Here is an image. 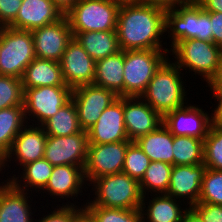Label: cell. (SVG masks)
<instances>
[{"label": "cell", "mask_w": 222, "mask_h": 222, "mask_svg": "<svg viewBox=\"0 0 222 222\" xmlns=\"http://www.w3.org/2000/svg\"><path fill=\"white\" fill-rule=\"evenodd\" d=\"M86 188L89 189L82 167L58 165L54 166L52 174L41 192L46 193V196L50 195V198L55 200L60 198L59 201L62 199L73 201V199H78V195L82 196L83 190L86 191Z\"/></svg>", "instance_id": "cell-19"}, {"label": "cell", "mask_w": 222, "mask_h": 222, "mask_svg": "<svg viewBox=\"0 0 222 222\" xmlns=\"http://www.w3.org/2000/svg\"><path fill=\"white\" fill-rule=\"evenodd\" d=\"M206 169L204 163L200 165H173L166 194L183 201L184 204L188 203L189 208L197 204Z\"/></svg>", "instance_id": "cell-20"}, {"label": "cell", "mask_w": 222, "mask_h": 222, "mask_svg": "<svg viewBox=\"0 0 222 222\" xmlns=\"http://www.w3.org/2000/svg\"><path fill=\"white\" fill-rule=\"evenodd\" d=\"M150 196L151 199L149 196H143L140 207L141 216L147 222H181L183 214L189 209L188 205L182 204L183 201L170 195L150 194Z\"/></svg>", "instance_id": "cell-23"}, {"label": "cell", "mask_w": 222, "mask_h": 222, "mask_svg": "<svg viewBox=\"0 0 222 222\" xmlns=\"http://www.w3.org/2000/svg\"><path fill=\"white\" fill-rule=\"evenodd\" d=\"M71 98L75 103L80 127L88 131L118 96L111 90L88 84L72 89Z\"/></svg>", "instance_id": "cell-11"}, {"label": "cell", "mask_w": 222, "mask_h": 222, "mask_svg": "<svg viewBox=\"0 0 222 222\" xmlns=\"http://www.w3.org/2000/svg\"><path fill=\"white\" fill-rule=\"evenodd\" d=\"M2 172V163H1V159H0V173ZM1 182V181H0ZM1 184V183H0Z\"/></svg>", "instance_id": "cell-51"}, {"label": "cell", "mask_w": 222, "mask_h": 222, "mask_svg": "<svg viewBox=\"0 0 222 222\" xmlns=\"http://www.w3.org/2000/svg\"><path fill=\"white\" fill-rule=\"evenodd\" d=\"M53 168L54 166L48 160L42 158L23 165L19 171L15 172H18L17 176L15 173L12 176L10 175V177L7 175V180L22 191L28 193L31 191L32 194V191L34 193L35 190L36 193L38 192V194H40L45 188Z\"/></svg>", "instance_id": "cell-26"}, {"label": "cell", "mask_w": 222, "mask_h": 222, "mask_svg": "<svg viewBox=\"0 0 222 222\" xmlns=\"http://www.w3.org/2000/svg\"><path fill=\"white\" fill-rule=\"evenodd\" d=\"M24 90L20 78L0 75V110L23 106Z\"/></svg>", "instance_id": "cell-36"}, {"label": "cell", "mask_w": 222, "mask_h": 222, "mask_svg": "<svg viewBox=\"0 0 222 222\" xmlns=\"http://www.w3.org/2000/svg\"><path fill=\"white\" fill-rule=\"evenodd\" d=\"M168 55H173L174 58L170 59L180 70H188L189 73H194L195 79L196 74L197 76L200 75L198 78L207 84L216 73L222 50L213 42L188 39L175 43L169 49Z\"/></svg>", "instance_id": "cell-4"}, {"label": "cell", "mask_w": 222, "mask_h": 222, "mask_svg": "<svg viewBox=\"0 0 222 222\" xmlns=\"http://www.w3.org/2000/svg\"><path fill=\"white\" fill-rule=\"evenodd\" d=\"M72 34L95 62L121 51L116 30L72 32Z\"/></svg>", "instance_id": "cell-27"}, {"label": "cell", "mask_w": 222, "mask_h": 222, "mask_svg": "<svg viewBox=\"0 0 222 222\" xmlns=\"http://www.w3.org/2000/svg\"><path fill=\"white\" fill-rule=\"evenodd\" d=\"M135 222H146L142 216H140Z\"/></svg>", "instance_id": "cell-50"}, {"label": "cell", "mask_w": 222, "mask_h": 222, "mask_svg": "<svg viewBox=\"0 0 222 222\" xmlns=\"http://www.w3.org/2000/svg\"><path fill=\"white\" fill-rule=\"evenodd\" d=\"M198 3L207 12H222V0H199Z\"/></svg>", "instance_id": "cell-45"}, {"label": "cell", "mask_w": 222, "mask_h": 222, "mask_svg": "<svg viewBox=\"0 0 222 222\" xmlns=\"http://www.w3.org/2000/svg\"><path fill=\"white\" fill-rule=\"evenodd\" d=\"M55 6L65 15L79 0H52Z\"/></svg>", "instance_id": "cell-46"}, {"label": "cell", "mask_w": 222, "mask_h": 222, "mask_svg": "<svg viewBox=\"0 0 222 222\" xmlns=\"http://www.w3.org/2000/svg\"><path fill=\"white\" fill-rule=\"evenodd\" d=\"M165 25L166 9L142 1L121 3L116 29L120 49H169L167 40L163 41L169 39L164 37Z\"/></svg>", "instance_id": "cell-1"}, {"label": "cell", "mask_w": 222, "mask_h": 222, "mask_svg": "<svg viewBox=\"0 0 222 222\" xmlns=\"http://www.w3.org/2000/svg\"><path fill=\"white\" fill-rule=\"evenodd\" d=\"M46 141L47 134L42 126L26 124L15 137L9 152L1 160L2 169L8 171V163L13 164L15 162L17 163L15 167L20 165L16 167L19 171L23 165L42 159Z\"/></svg>", "instance_id": "cell-14"}, {"label": "cell", "mask_w": 222, "mask_h": 222, "mask_svg": "<svg viewBox=\"0 0 222 222\" xmlns=\"http://www.w3.org/2000/svg\"><path fill=\"white\" fill-rule=\"evenodd\" d=\"M181 222H203L200 217L191 209L189 208L182 217Z\"/></svg>", "instance_id": "cell-47"}, {"label": "cell", "mask_w": 222, "mask_h": 222, "mask_svg": "<svg viewBox=\"0 0 222 222\" xmlns=\"http://www.w3.org/2000/svg\"><path fill=\"white\" fill-rule=\"evenodd\" d=\"M198 203L222 205V171L205 170Z\"/></svg>", "instance_id": "cell-37"}, {"label": "cell", "mask_w": 222, "mask_h": 222, "mask_svg": "<svg viewBox=\"0 0 222 222\" xmlns=\"http://www.w3.org/2000/svg\"><path fill=\"white\" fill-rule=\"evenodd\" d=\"M23 89L41 86H67L58 61L36 57L21 77Z\"/></svg>", "instance_id": "cell-24"}, {"label": "cell", "mask_w": 222, "mask_h": 222, "mask_svg": "<svg viewBox=\"0 0 222 222\" xmlns=\"http://www.w3.org/2000/svg\"><path fill=\"white\" fill-rule=\"evenodd\" d=\"M149 4H156L163 9H173L177 6L198 3L199 0H140Z\"/></svg>", "instance_id": "cell-42"}, {"label": "cell", "mask_w": 222, "mask_h": 222, "mask_svg": "<svg viewBox=\"0 0 222 222\" xmlns=\"http://www.w3.org/2000/svg\"><path fill=\"white\" fill-rule=\"evenodd\" d=\"M206 168L222 171V128L211 125L204 139V161Z\"/></svg>", "instance_id": "cell-33"}, {"label": "cell", "mask_w": 222, "mask_h": 222, "mask_svg": "<svg viewBox=\"0 0 222 222\" xmlns=\"http://www.w3.org/2000/svg\"><path fill=\"white\" fill-rule=\"evenodd\" d=\"M73 222H94L92 217L83 210L75 219Z\"/></svg>", "instance_id": "cell-48"}, {"label": "cell", "mask_w": 222, "mask_h": 222, "mask_svg": "<svg viewBox=\"0 0 222 222\" xmlns=\"http://www.w3.org/2000/svg\"><path fill=\"white\" fill-rule=\"evenodd\" d=\"M42 127L47 136H69L82 131L72 98L47 120Z\"/></svg>", "instance_id": "cell-30"}, {"label": "cell", "mask_w": 222, "mask_h": 222, "mask_svg": "<svg viewBox=\"0 0 222 222\" xmlns=\"http://www.w3.org/2000/svg\"><path fill=\"white\" fill-rule=\"evenodd\" d=\"M150 162L151 160L139 145L135 141H132L126 149L122 172L140 182Z\"/></svg>", "instance_id": "cell-35"}, {"label": "cell", "mask_w": 222, "mask_h": 222, "mask_svg": "<svg viewBox=\"0 0 222 222\" xmlns=\"http://www.w3.org/2000/svg\"><path fill=\"white\" fill-rule=\"evenodd\" d=\"M173 165H200L204 161V140L173 136Z\"/></svg>", "instance_id": "cell-31"}, {"label": "cell", "mask_w": 222, "mask_h": 222, "mask_svg": "<svg viewBox=\"0 0 222 222\" xmlns=\"http://www.w3.org/2000/svg\"><path fill=\"white\" fill-rule=\"evenodd\" d=\"M23 90L27 124L33 121L32 125L37 126H42L53 117L71 99L72 94V89L68 86H41Z\"/></svg>", "instance_id": "cell-9"}, {"label": "cell", "mask_w": 222, "mask_h": 222, "mask_svg": "<svg viewBox=\"0 0 222 222\" xmlns=\"http://www.w3.org/2000/svg\"><path fill=\"white\" fill-rule=\"evenodd\" d=\"M27 124L23 106L9 107L0 110V159L11 149L13 141Z\"/></svg>", "instance_id": "cell-29"}, {"label": "cell", "mask_w": 222, "mask_h": 222, "mask_svg": "<svg viewBox=\"0 0 222 222\" xmlns=\"http://www.w3.org/2000/svg\"><path fill=\"white\" fill-rule=\"evenodd\" d=\"M169 49L124 51V97H141Z\"/></svg>", "instance_id": "cell-6"}, {"label": "cell", "mask_w": 222, "mask_h": 222, "mask_svg": "<svg viewBox=\"0 0 222 222\" xmlns=\"http://www.w3.org/2000/svg\"><path fill=\"white\" fill-rule=\"evenodd\" d=\"M63 16L52 0H22L16 18L8 26L32 31L53 24Z\"/></svg>", "instance_id": "cell-21"}, {"label": "cell", "mask_w": 222, "mask_h": 222, "mask_svg": "<svg viewBox=\"0 0 222 222\" xmlns=\"http://www.w3.org/2000/svg\"><path fill=\"white\" fill-rule=\"evenodd\" d=\"M135 142L151 161L173 165V135L163 124L155 131L139 137Z\"/></svg>", "instance_id": "cell-28"}, {"label": "cell", "mask_w": 222, "mask_h": 222, "mask_svg": "<svg viewBox=\"0 0 222 222\" xmlns=\"http://www.w3.org/2000/svg\"><path fill=\"white\" fill-rule=\"evenodd\" d=\"M88 146V132L83 130L65 137L47 136L43 158L53 166L71 165L84 169Z\"/></svg>", "instance_id": "cell-13"}, {"label": "cell", "mask_w": 222, "mask_h": 222, "mask_svg": "<svg viewBox=\"0 0 222 222\" xmlns=\"http://www.w3.org/2000/svg\"><path fill=\"white\" fill-rule=\"evenodd\" d=\"M93 193L92 198L87 196L84 206H102L118 209H140L143 194L140 189V182L131 178L123 172L101 176L94 179L88 187ZM94 191V192H93Z\"/></svg>", "instance_id": "cell-3"}, {"label": "cell", "mask_w": 222, "mask_h": 222, "mask_svg": "<svg viewBox=\"0 0 222 222\" xmlns=\"http://www.w3.org/2000/svg\"><path fill=\"white\" fill-rule=\"evenodd\" d=\"M87 132L89 144L130 141L124 125V97H118L107 107Z\"/></svg>", "instance_id": "cell-17"}, {"label": "cell", "mask_w": 222, "mask_h": 222, "mask_svg": "<svg viewBox=\"0 0 222 222\" xmlns=\"http://www.w3.org/2000/svg\"><path fill=\"white\" fill-rule=\"evenodd\" d=\"M163 117L141 97H124V125L130 141L155 131Z\"/></svg>", "instance_id": "cell-18"}, {"label": "cell", "mask_w": 222, "mask_h": 222, "mask_svg": "<svg viewBox=\"0 0 222 222\" xmlns=\"http://www.w3.org/2000/svg\"><path fill=\"white\" fill-rule=\"evenodd\" d=\"M70 200L66 203L58 204L54 210H50L47 212V215H42L40 219H34L35 222H73L74 219L84 210L83 205L78 206V204ZM77 204V205H76Z\"/></svg>", "instance_id": "cell-38"}, {"label": "cell", "mask_w": 222, "mask_h": 222, "mask_svg": "<svg viewBox=\"0 0 222 222\" xmlns=\"http://www.w3.org/2000/svg\"><path fill=\"white\" fill-rule=\"evenodd\" d=\"M84 210L94 222H135L140 216V209H118L102 206H84Z\"/></svg>", "instance_id": "cell-34"}, {"label": "cell", "mask_w": 222, "mask_h": 222, "mask_svg": "<svg viewBox=\"0 0 222 222\" xmlns=\"http://www.w3.org/2000/svg\"><path fill=\"white\" fill-rule=\"evenodd\" d=\"M165 32L171 41L167 43H171L169 49L175 43L188 39L212 42L210 12L199 3L166 9Z\"/></svg>", "instance_id": "cell-5"}, {"label": "cell", "mask_w": 222, "mask_h": 222, "mask_svg": "<svg viewBox=\"0 0 222 222\" xmlns=\"http://www.w3.org/2000/svg\"><path fill=\"white\" fill-rule=\"evenodd\" d=\"M212 42L222 50V12H210Z\"/></svg>", "instance_id": "cell-41"}, {"label": "cell", "mask_w": 222, "mask_h": 222, "mask_svg": "<svg viewBox=\"0 0 222 222\" xmlns=\"http://www.w3.org/2000/svg\"><path fill=\"white\" fill-rule=\"evenodd\" d=\"M190 208L203 222H222V205L197 203Z\"/></svg>", "instance_id": "cell-39"}, {"label": "cell", "mask_w": 222, "mask_h": 222, "mask_svg": "<svg viewBox=\"0 0 222 222\" xmlns=\"http://www.w3.org/2000/svg\"><path fill=\"white\" fill-rule=\"evenodd\" d=\"M35 58L31 31L0 27V75L21 79Z\"/></svg>", "instance_id": "cell-7"}, {"label": "cell", "mask_w": 222, "mask_h": 222, "mask_svg": "<svg viewBox=\"0 0 222 222\" xmlns=\"http://www.w3.org/2000/svg\"><path fill=\"white\" fill-rule=\"evenodd\" d=\"M22 0H0V27L8 26L17 16Z\"/></svg>", "instance_id": "cell-40"}, {"label": "cell", "mask_w": 222, "mask_h": 222, "mask_svg": "<svg viewBox=\"0 0 222 222\" xmlns=\"http://www.w3.org/2000/svg\"><path fill=\"white\" fill-rule=\"evenodd\" d=\"M206 85L205 87H209L211 92H222V56L215 75Z\"/></svg>", "instance_id": "cell-44"}, {"label": "cell", "mask_w": 222, "mask_h": 222, "mask_svg": "<svg viewBox=\"0 0 222 222\" xmlns=\"http://www.w3.org/2000/svg\"><path fill=\"white\" fill-rule=\"evenodd\" d=\"M124 51L96 61L93 84L124 97Z\"/></svg>", "instance_id": "cell-25"}, {"label": "cell", "mask_w": 222, "mask_h": 222, "mask_svg": "<svg viewBox=\"0 0 222 222\" xmlns=\"http://www.w3.org/2000/svg\"><path fill=\"white\" fill-rule=\"evenodd\" d=\"M65 83L71 89L93 84L96 62L73 37L59 61Z\"/></svg>", "instance_id": "cell-16"}, {"label": "cell", "mask_w": 222, "mask_h": 222, "mask_svg": "<svg viewBox=\"0 0 222 222\" xmlns=\"http://www.w3.org/2000/svg\"><path fill=\"white\" fill-rule=\"evenodd\" d=\"M199 106L189 102L166 113L163 116V125L173 136H191L204 140L212 125V113L205 112Z\"/></svg>", "instance_id": "cell-12"}, {"label": "cell", "mask_w": 222, "mask_h": 222, "mask_svg": "<svg viewBox=\"0 0 222 222\" xmlns=\"http://www.w3.org/2000/svg\"><path fill=\"white\" fill-rule=\"evenodd\" d=\"M120 5L114 0H79L65 16L72 32L116 30Z\"/></svg>", "instance_id": "cell-8"}, {"label": "cell", "mask_w": 222, "mask_h": 222, "mask_svg": "<svg viewBox=\"0 0 222 222\" xmlns=\"http://www.w3.org/2000/svg\"><path fill=\"white\" fill-rule=\"evenodd\" d=\"M173 165L151 161L145 175L140 181V189L143 196L153 194H166L168 191Z\"/></svg>", "instance_id": "cell-32"}, {"label": "cell", "mask_w": 222, "mask_h": 222, "mask_svg": "<svg viewBox=\"0 0 222 222\" xmlns=\"http://www.w3.org/2000/svg\"><path fill=\"white\" fill-rule=\"evenodd\" d=\"M1 181L0 222H34L33 194L16 188L9 180Z\"/></svg>", "instance_id": "cell-22"}, {"label": "cell", "mask_w": 222, "mask_h": 222, "mask_svg": "<svg viewBox=\"0 0 222 222\" xmlns=\"http://www.w3.org/2000/svg\"><path fill=\"white\" fill-rule=\"evenodd\" d=\"M211 96L218 102L215 101L216 106L211 111L212 113V124L220 127L222 125V92H211Z\"/></svg>", "instance_id": "cell-43"}, {"label": "cell", "mask_w": 222, "mask_h": 222, "mask_svg": "<svg viewBox=\"0 0 222 222\" xmlns=\"http://www.w3.org/2000/svg\"><path fill=\"white\" fill-rule=\"evenodd\" d=\"M114 1H117V2H120V3H129V2H138L140 0H114Z\"/></svg>", "instance_id": "cell-49"}, {"label": "cell", "mask_w": 222, "mask_h": 222, "mask_svg": "<svg viewBox=\"0 0 222 222\" xmlns=\"http://www.w3.org/2000/svg\"><path fill=\"white\" fill-rule=\"evenodd\" d=\"M132 141L108 144H89L84 176L89 185L101 176L121 173L124 166L126 149Z\"/></svg>", "instance_id": "cell-10"}, {"label": "cell", "mask_w": 222, "mask_h": 222, "mask_svg": "<svg viewBox=\"0 0 222 222\" xmlns=\"http://www.w3.org/2000/svg\"><path fill=\"white\" fill-rule=\"evenodd\" d=\"M181 72L180 68L168 57L157 69L146 91L141 95V98L162 117L190 101L185 97L189 93L185 88L184 72Z\"/></svg>", "instance_id": "cell-2"}, {"label": "cell", "mask_w": 222, "mask_h": 222, "mask_svg": "<svg viewBox=\"0 0 222 222\" xmlns=\"http://www.w3.org/2000/svg\"><path fill=\"white\" fill-rule=\"evenodd\" d=\"M31 32L36 57L58 62L73 38L70 24L65 15L57 22L36 28Z\"/></svg>", "instance_id": "cell-15"}]
</instances>
